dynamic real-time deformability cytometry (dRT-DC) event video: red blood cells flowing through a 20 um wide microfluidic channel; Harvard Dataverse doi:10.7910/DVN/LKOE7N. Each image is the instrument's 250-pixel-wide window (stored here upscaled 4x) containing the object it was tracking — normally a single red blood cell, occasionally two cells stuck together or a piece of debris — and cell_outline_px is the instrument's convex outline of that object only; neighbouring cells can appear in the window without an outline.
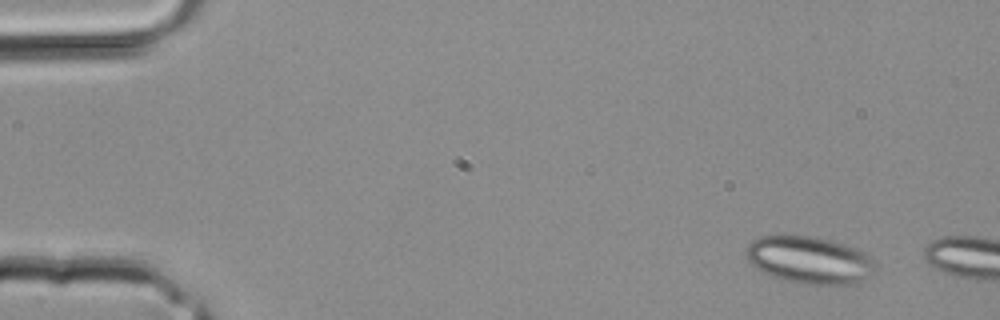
{"species": "common noctule bat (a hibernating species)", "species_latin": "Nyctalus noctula", "temperature_condition": "room temperature", "stored_images_in_passage": 4, "camera_frame_rate_fps": 3000, "um_per_image_px": 0.085, "animal": {"sex": "male", "body_mass_g": 20.4}, "frame": {"image": 1, "passage_image": 1, "time_ms": 0.0, "image_size_px": [1000, 320], "cell_outline_px": [[876, 272], [872, 276], [856, 284], [804, 284], [784, 280], [772, 276], [756, 268], [748, 260], [744, 252], [748, 244], [752, 240], [760, 236], [792, 232], [816, 236], [832, 240], [844, 244], [864, 252], [876, 260]], "centroid_in_image_um": [68.81, 22.06], "position_along_channel_um": 16.2, "area_um2": 36.82}}